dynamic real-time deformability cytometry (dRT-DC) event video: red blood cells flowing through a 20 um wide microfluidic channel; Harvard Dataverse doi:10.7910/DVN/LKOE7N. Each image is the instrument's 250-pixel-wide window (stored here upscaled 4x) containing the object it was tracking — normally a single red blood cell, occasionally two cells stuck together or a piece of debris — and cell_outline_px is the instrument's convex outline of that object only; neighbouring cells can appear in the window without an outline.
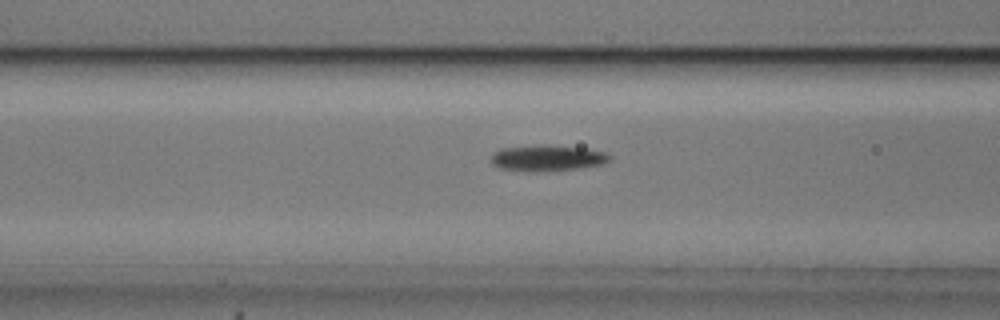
{"species": "common noctule bat (a hibernating species)", "species_latin": "Nyctalus noctula", "temperature_condition": "cold", "stored_images_in_passage": 48, "camera_frame_rate_fps": 3000, "um_per_image_px": 0.085, "animal": {"sex": "male", "body_mass_g": 20.5, "forearm_length_mm": 52.5}, "frame": {"image": 1, "passage_image": 15, "time_ms": 4.667, "image_size_px": [1000, 320], "cell_outline_px": [[612, 156], [608, 160], [600, 164], [580, 168], [548, 172], [528, 172], [500, 168], [492, 164], [492, 152], [500, 148], [544, 144], [584, 148], [604, 152]], "centroid_in_image_um": [46.47, 13.44], "position_along_channel_um": 120.1, "area_um2": 18.21}}
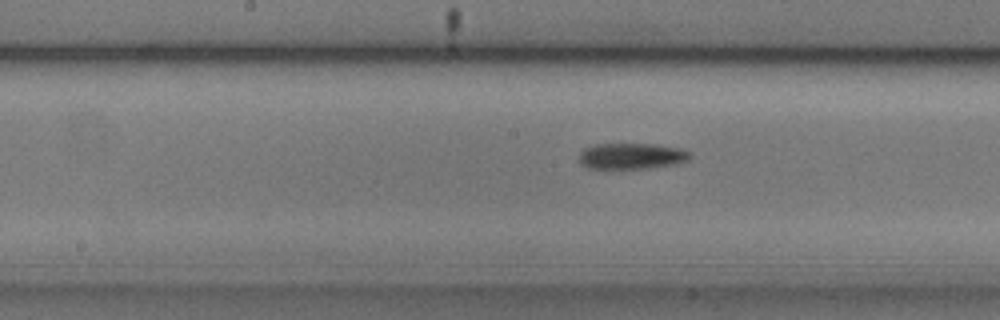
{"frame": {"image": 2, "passage_image": 21, "time_ms": 6.667, "image_size_px": [1000, 320], "cell_outline_px": [[692, 156], [688, 160], [676, 164], [652, 168], [588, 168], [580, 164], [580, 152], [584, 148], [592, 144], [656, 144], [680, 148], [692, 152]], "centroid_in_image_um": [53.72, 13.26], "position_along_channel_um": 194.5, "area_um2": 16.99}}
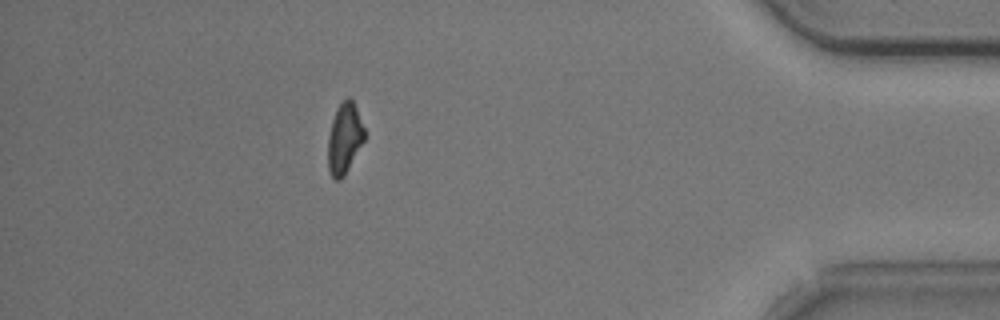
{"frame": {"image": 3, "passage_image": 42, "time_ms": 13.667, "image_size_px": [1000, 320], "cell_outline_px": [[364, 140], [344, 176], [340, 180], [336, 180], [328, 172], [328, 136], [332, 120], [336, 108], [348, 96], [352, 100], [356, 108], [364, 128]], "centroid_in_image_um": [29.26, 11.77], "position_along_channel_um": 405.9, "area_um2": 14.85}, "authors_computed_cell_mechanics": {"area_um2": 16.5597, "velocity_mm_per_s": 3.7017, "shape_relaxation_time_tau1_ms": 2.0582, "shape_relaxation_time_tau2_ms": null, "deformation_change_tau1": 0.1272, "deformation_change_tau2": null}}